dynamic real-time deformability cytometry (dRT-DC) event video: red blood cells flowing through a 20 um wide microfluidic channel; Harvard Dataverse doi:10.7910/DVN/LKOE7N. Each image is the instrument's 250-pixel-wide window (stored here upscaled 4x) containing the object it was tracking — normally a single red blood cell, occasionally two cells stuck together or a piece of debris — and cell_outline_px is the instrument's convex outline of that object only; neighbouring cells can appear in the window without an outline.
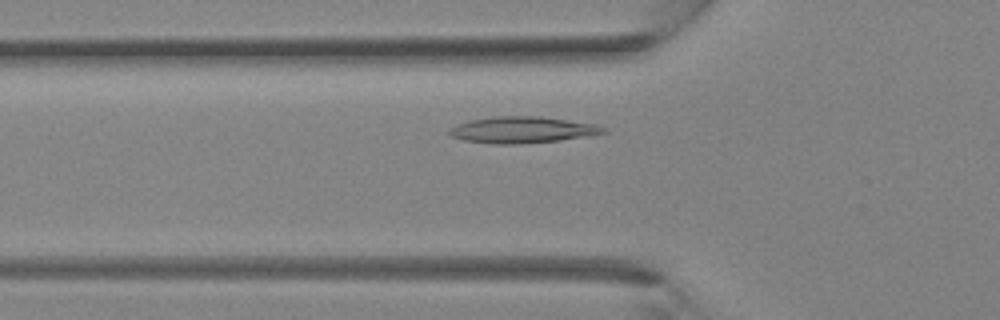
{"species": "Egyptian fruit bat (a non-hibernating species)", "species_latin": "Rousettus aegyptiacus", "temperature_condition": "room temperature", "stored_images_in_passage": 32, "camera_frame_rate_fps": 3000, "um_per_image_px": 0.085, "animal": {"sex": "female"}, "frame": {"image": 1, "passage_image": 7, "time_ms": 2.0, "image_size_px": [1000, 320], "cell_outline_px": [[608, 132], [588, 136], [560, 140], [520, 144], [492, 144], [464, 140], [448, 136], [448, 128], [456, 124], [468, 120], [496, 116], [540, 116], [596, 124], [604, 128]], "centroid_in_image_um": [44.34, 11.04], "position_along_channel_um": 81.5, "area_um2": 23.93}}
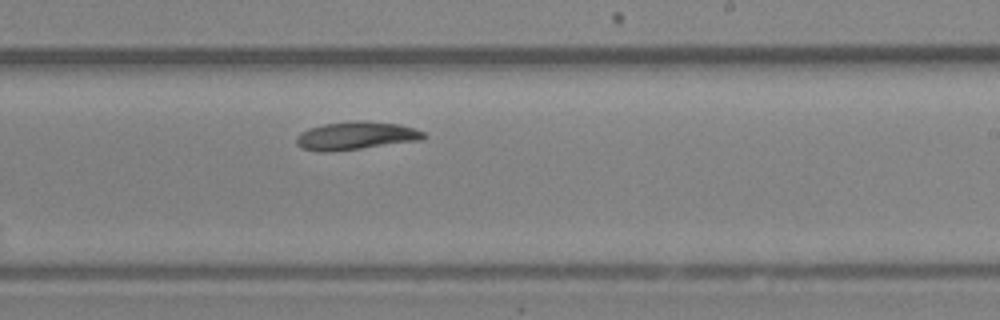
{"frame": {"image": 2, "passage_image": 17, "time_ms": 5.333, "image_size_px": [1000, 320], "cell_outline_px": [[428, 136], [420, 140], [360, 148], [324, 152], [320, 152], [304, 148], [296, 144], [296, 136], [300, 132], [308, 128], [324, 124], [364, 120], [400, 124], [424, 132]], "centroid_in_image_um": [30.24, 11.53], "position_along_channel_um": 258.8, "area_um2": 20.58}}
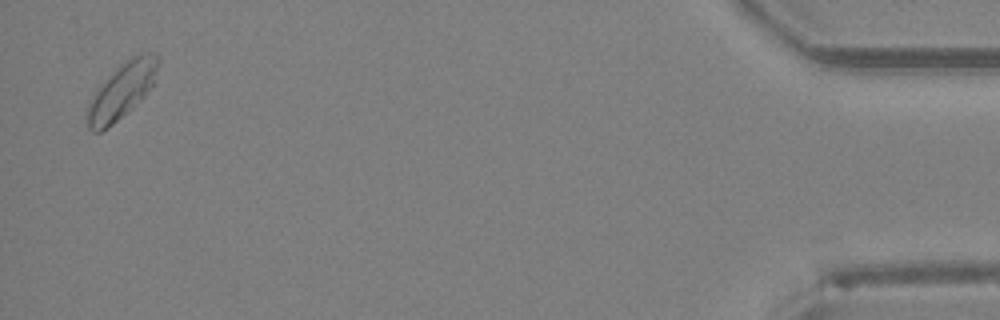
{"frame": {"image": 3, "passage_image": 31, "time_ms": 10.0, "image_size_px": [1000, 320], "cell_outline_px": [[160, 60], [152, 88], [140, 100], [108, 128], [100, 132], [92, 132], [88, 128], [84, 120], [84, 112], [96, 88], [120, 64], [132, 56], [148, 52], [156, 52]], "centroid_in_image_um": [10.31, 7.73], "position_along_channel_um": 424.9, "area_um2": 23.35}}